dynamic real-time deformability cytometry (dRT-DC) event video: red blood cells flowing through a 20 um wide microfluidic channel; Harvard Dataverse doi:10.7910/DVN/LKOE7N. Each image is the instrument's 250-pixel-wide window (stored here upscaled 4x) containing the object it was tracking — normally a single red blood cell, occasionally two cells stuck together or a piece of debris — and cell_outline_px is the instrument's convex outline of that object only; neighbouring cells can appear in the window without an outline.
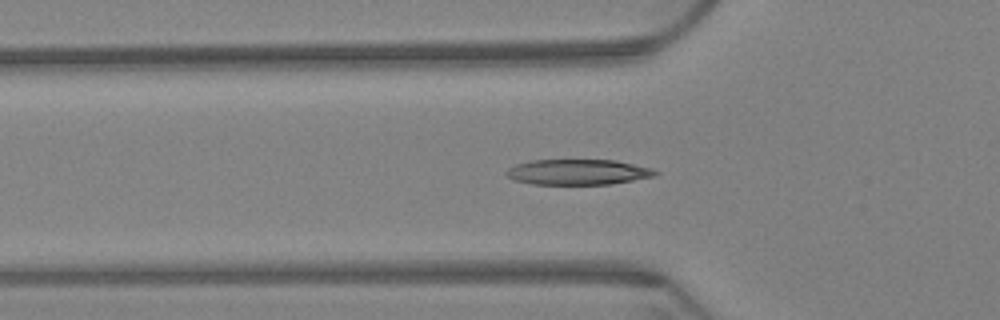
{"species": "Egyptian fruit bat (a non-hibernating species)", "species_latin": "Rousettus aegyptiacus", "temperature_condition": "warm", "stored_images_in_passage": 56, "camera_frame_rate_fps": 3000, "um_per_image_px": 0.085, "animal": {"sex": "female"}, "frame": {"image": 1, "passage_image": 21, "time_ms": 6.667, "image_size_px": [1000, 320], "cell_outline_px": [[660, 172], [656, 176], [612, 184], [532, 184], [512, 180], [504, 172], [508, 168], [516, 164], [532, 160], [616, 160], [652, 168]], "centroid_in_image_um": [49.14, 14.62], "position_along_channel_um": 76.7, "area_um2": 22.25}}
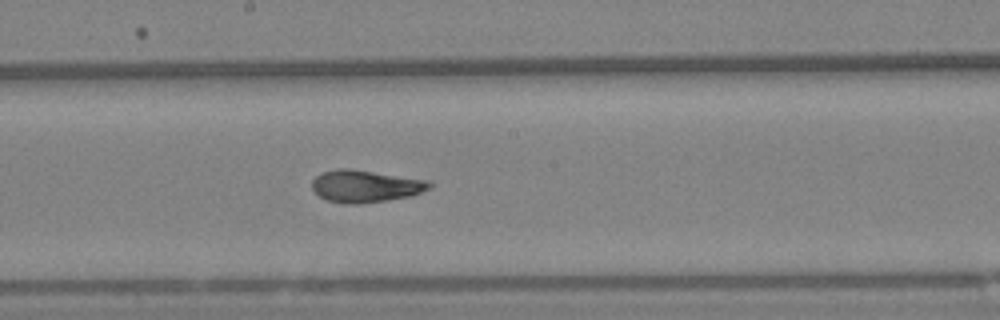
{"frame": {"image": 2, "passage_image": 34, "time_ms": 11.0, "image_size_px": [1000, 320], "cell_outline_px": [[432, 188], [412, 196], [388, 200], [360, 204], [344, 204], [328, 200], [320, 196], [312, 188], [312, 180], [320, 172], [336, 168], [348, 168], [428, 180], [432, 184]], "centroid_in_image_um": [31.06, 15.82], "position_along_channel_um": 217.1, "area_um2": 22.2}}
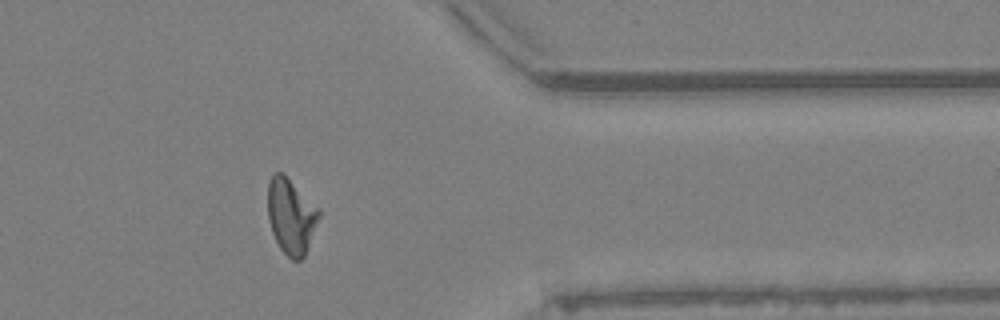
{"frame": {"image": 3, "passage_image": 51, "time_ms": 16.667, "image_size_px": [1000, 320], "cell_outline_px": [[320, 216], [304, 256], [300, 260], [292, 260], [280, 248], [272, 232], [268, 220], [268, 184], [272, 176], [276, 172], [284, 172], [320, 208]], "centroid_in_image_um": [24.75, 18.33], "position_along_channel_um": 386.7, "area_um2": 22.6}, "authors_computed_cell_mechanics": {"area_um2": 22.4553, "velocity_mm_per_s": 3.2416, "shape_relaxation_time_tau1_ms": 6.7458, "shape_relaxation_time_tau2_ms": 1.461, "deformation_change_tau1": 0.2379, "deformation_change_tau2": 0.0862}}